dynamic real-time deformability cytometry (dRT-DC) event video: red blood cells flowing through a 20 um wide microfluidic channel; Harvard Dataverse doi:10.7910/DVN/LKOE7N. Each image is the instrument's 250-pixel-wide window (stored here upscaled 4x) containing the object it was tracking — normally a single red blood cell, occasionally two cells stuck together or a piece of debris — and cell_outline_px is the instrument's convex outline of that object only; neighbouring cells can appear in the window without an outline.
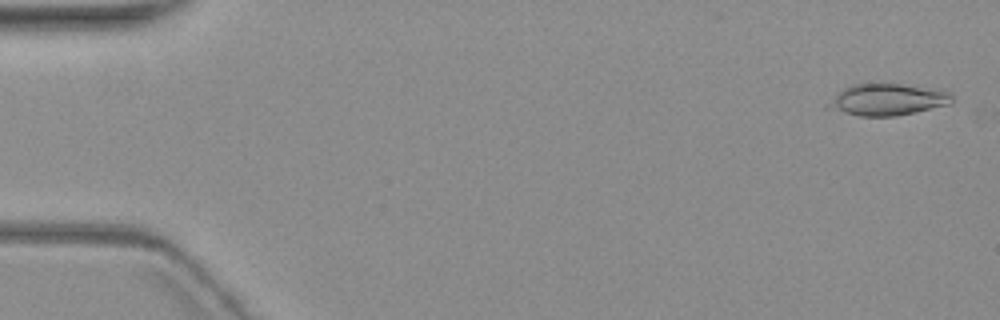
{"species": "common noctule bat (a hibernating species)", "species_latin": "Nyctalus noctula", "temperature_condition": "warm", "stored_images_in_passage": 4, "camera_frame_rate_fps": 3000, "um_per_image_px": 0.085, "animal": {"sex": "female", "body_mass_g": 19.3, "forearm_length_mm": 54.1}, "frame": {"image": 1, "passage_image": 1, "time_ms": 0.0, "image_size_px": [1000, 320], "cell_outline_px": [[952, 104], [896, 116], [860, 116], [824, 108], [824, 104], [844, 88], [852, 84], [900, 84], [944, 88], [952, 92]], "centroid_in_image_um": [75.48, 8.46], "position_along_channel_um": 9.5, "area_um2": 23.29}}